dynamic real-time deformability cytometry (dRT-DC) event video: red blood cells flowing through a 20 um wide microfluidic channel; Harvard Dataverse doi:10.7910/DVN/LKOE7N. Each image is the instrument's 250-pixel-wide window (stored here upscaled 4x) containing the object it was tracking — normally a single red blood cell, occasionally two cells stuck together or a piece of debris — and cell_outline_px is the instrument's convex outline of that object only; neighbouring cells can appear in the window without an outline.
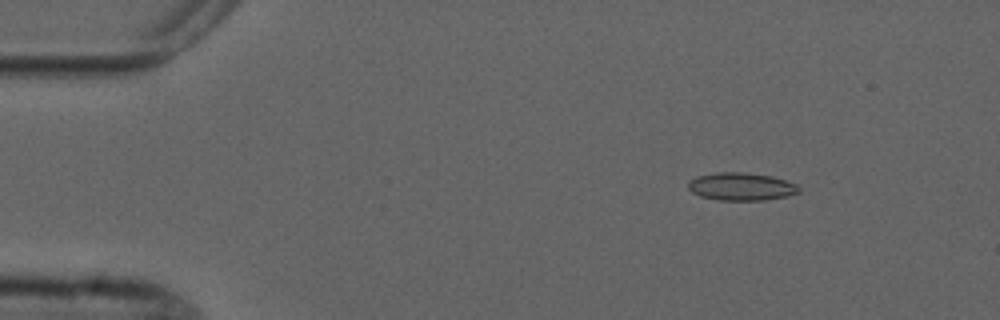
{"species": "common noctule bat (a hibernating species)", "species_latin": "Nyctalus noctula", "temperature_condition": "cold", "stored_images_in_passage": 3, "camera_frame_rate_fps": 3000, "um_per_image_px": 0.085, "animal": {"sex": "male", "forearm_length_mm": 52.5}, "frame": {"image": 1, "passage_image": 1, "time_ms": 0.0, "image_size_px": [1000, 320], "cell_outline_px": [[800, 192], [788, 196], [764, 200], [720, 200], [700, 196], [692, 192], [688, 188], [688, 180], [696, 176], [716, 172], [740, 172], [772, 176], [796, 184], [800, 188]], "centroid_in_image_um": [62.99, 15.85], "position_along_channel_um": 22.0, "area_um2": 17.98}}